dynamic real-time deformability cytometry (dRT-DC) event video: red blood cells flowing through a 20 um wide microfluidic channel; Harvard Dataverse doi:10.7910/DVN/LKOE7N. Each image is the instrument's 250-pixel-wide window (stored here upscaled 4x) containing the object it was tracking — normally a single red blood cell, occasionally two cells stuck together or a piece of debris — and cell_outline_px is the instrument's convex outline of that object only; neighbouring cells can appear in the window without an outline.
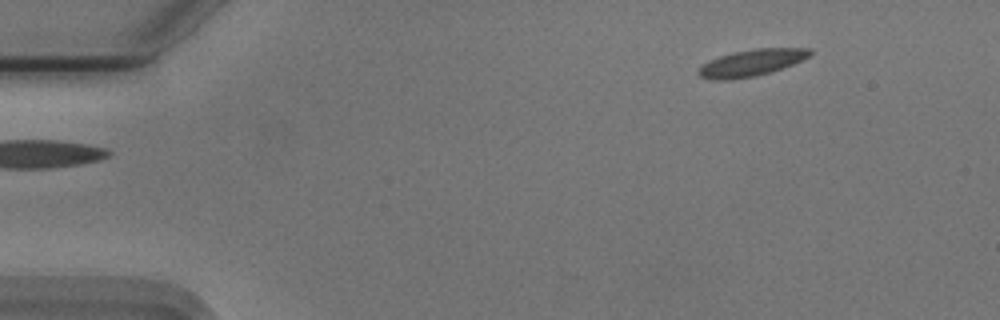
{"species": "Egyptian fruit bat (a non-hibernating species)", "species_latin": "Rousettus aegyptiacus", "temperature_condition": "cold", "stored_images_in_passage": 10, "camera_frame_rate_fps": 3000, "um_per_image_px": 0.085, "animal": {"sex": "male"}, "frame": {"image": 1, "passage_image": 1, "time_ms": 0.0, "image_size_px": [1000, 320], "cell_outline_px": [[812, 52], [808, 56], [792, 64], [756, 76], [724, 80], [716, 80], [700, 76], [696, 72], [708, 60], [732, 52], [756, 48], [812, 48]], "centroid_in_image_um": [63.84, 5.32], "position_along_channel_um": 21.2, "area_um2": 16.99}}
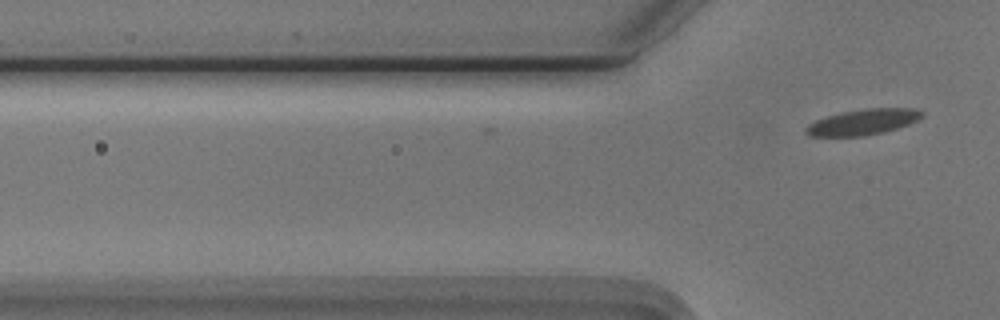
{"frame": {"image": 2, "passage_image": 10, "time_ms": 3.0, "image_size_px": [1000, 320], "cell_outline_px": [[924, 116], [908, 124], [884, 132], [860, 136], [812, 136], [804, 132], [804, 128], [808, 124], [816, 120], [840, 112], [864, 108], [916, 108], [924, 112]], "centroid_in_image_um": [73.35, 10.36], "position_along_channel_um": 52.4, "area_um2": 17.4}}